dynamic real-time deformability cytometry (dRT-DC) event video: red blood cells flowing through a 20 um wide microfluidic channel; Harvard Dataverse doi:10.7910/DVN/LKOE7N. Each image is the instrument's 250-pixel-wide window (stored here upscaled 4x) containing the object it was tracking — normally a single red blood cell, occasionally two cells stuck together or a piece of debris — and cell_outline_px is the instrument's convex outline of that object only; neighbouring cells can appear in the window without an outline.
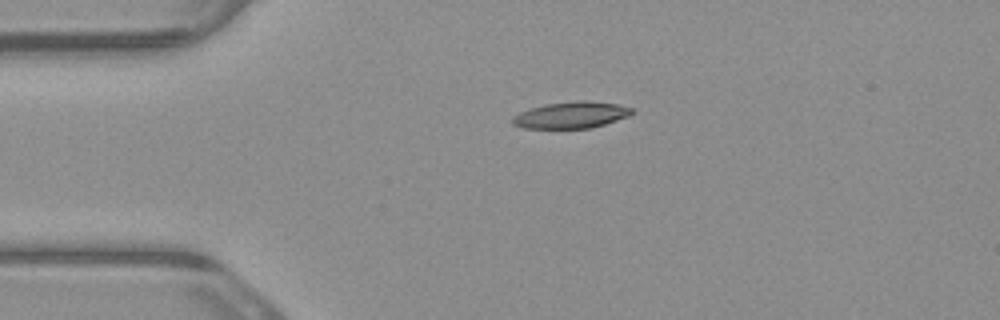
{"species": "common noctule bat (a hibernating species)", "species_latin": "Nyctalus noctula", "temperature_condition": "warm", "stored_images_in_passage": 2, "camera_frame_rate_fps": 3000, "um_per_image_px": 0.085, "animal": {"sex": "male", "body_mass_g": 23.1, "forearm_length_mm": 52.7}, "frame": {"image": 1, "passage_image": 1, "time_ms": 0.0, "image_size_px": [1000, 320], "cell_outline_px": [[636, 112], [628, 116], [604, 124], [588, 128], [524, 128], [512, 124], [512, 116], [520, 112], [544, 104], [576, 100], [588, 100], [616, 104], [632, 108]], "centroid_in_image_um": [48.55, 9.76], "position_along_channel_um": 36.5, "area_um2": 18.44}}